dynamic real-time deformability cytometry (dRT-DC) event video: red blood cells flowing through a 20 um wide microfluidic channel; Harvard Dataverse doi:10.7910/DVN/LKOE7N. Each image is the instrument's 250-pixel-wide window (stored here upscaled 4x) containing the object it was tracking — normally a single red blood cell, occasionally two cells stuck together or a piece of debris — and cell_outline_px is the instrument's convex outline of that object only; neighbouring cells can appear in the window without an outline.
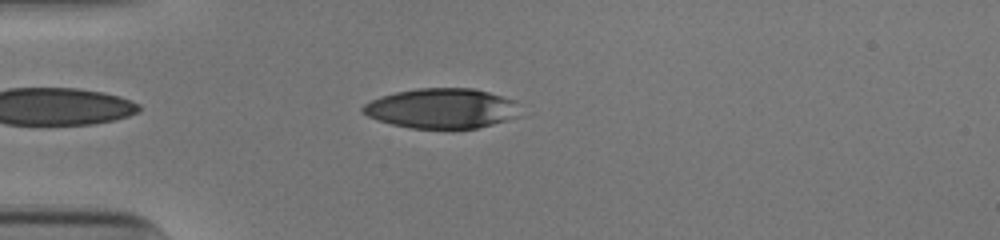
{"species": "human", "species_latin": "Homo sapiens", "temperature_condition": "cold", "stored_images_in_passage": 36, "camera_frame_rate_fps": 3000, "um_per_image_px": 0.085, "donor": {"sex": "male"}, "frame": {"image": 1, "passage_image": 2, "time_ms": 0.333, "image_size_px": [1000, 240], "cell_outline_px": [[520, 116], [508, 120], [476, 128], [408, 128], [392, 124], [368, 116], [360, 112], [360, 108], [364, 104], [380, 96], [396, 92], [416, 88], [472, 88], [488, 92], [516, 100]], "centroid_in_image_um": [37.55, 9.21], "position_along_channel_um": 47.5, "area_um2": 36.7}}
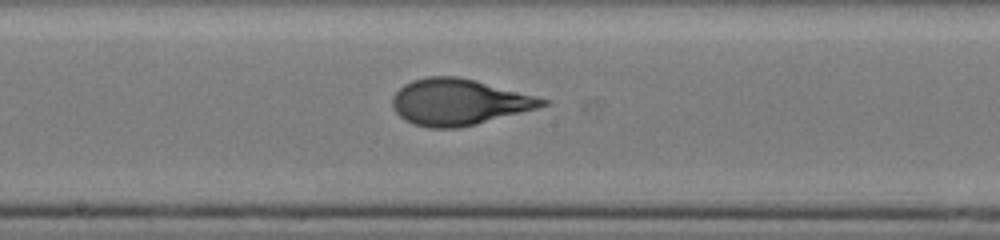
{"frame": {"image": 2, "passage_image": 16, "time_ms": 5.0, "image_size_px": [1000, 240], "cell_outline_px": [[552, 104], [476, 124], [456, 128], [428, 128], [412, 124], [404, 120], [396, 112], [392, 104], [392, 96], [404, 84], [412, 80], [428, 76], [456, 76], [536, 96], [548, 100]], "centroid_in_image_um": [38.97, 8.68], "position_along_channel_um": 209.2, "area_um2": 40.06}}
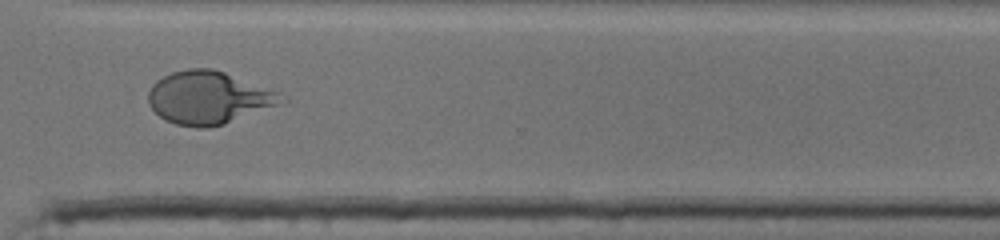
{"frame": {"image": 3, "passage_image": 27, "time_ms": 8.667, "image_size_px": [1000, 240], "cell_outline_px": [[288, 100], [280, 104], [224, 124], [208, 128], [196, 128], [176, 124], [164, 120], [148, 104], [148, 92], [152, 84], [156, 80], [172, 72], [188, 68], [212, 68], [224, 72], [280, 92]], "centroid_in_image_um": [17.72, 8.31], "position_along_channel_um": 352.9, "area_um2": 41.04}, "authors_computed_cell_mechanics": {"area_um2": 39.5352, "velocity_mm_per_s": 3.9142, "shape_relaxation_time_tau1_ms": 4.447, "shape_relaxation_time_tau2_ms": null, "deformation_change_tau1": 0.2346, "deformation_change_tau2": null}}